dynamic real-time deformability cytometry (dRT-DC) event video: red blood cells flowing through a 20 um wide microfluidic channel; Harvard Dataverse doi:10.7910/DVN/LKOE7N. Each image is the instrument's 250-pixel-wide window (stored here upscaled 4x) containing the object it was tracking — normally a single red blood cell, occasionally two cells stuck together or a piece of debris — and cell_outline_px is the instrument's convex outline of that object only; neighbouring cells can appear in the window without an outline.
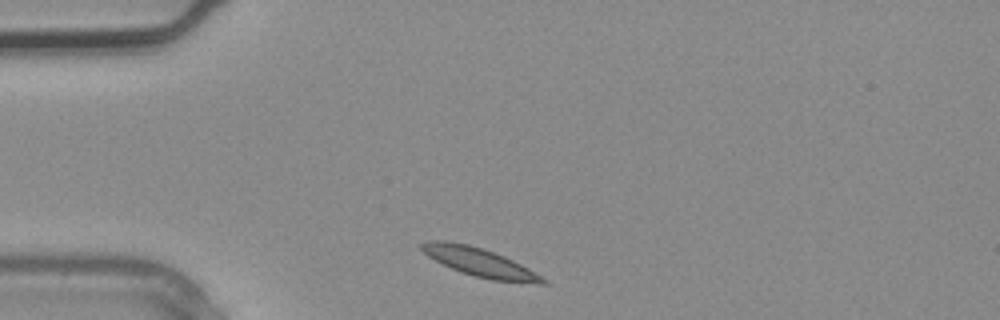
{"species": "common noctule bat (a hibernating species)", "species_latin": "Nyctalus noctula", "temperature_condition": "warm", "stored_images_in_passage": 1, "camera_frame_rate_fps": 3000, "um_per_image_px": 0.085, "animal": {"sex": "male", "body_mass_g": 20.4}, "frame": {"image": 1, "passage_image": 1, "time_ms": 0.0, "image_size_px": [1000, 320], "cell_outline_px": [[548, 284], [540, 284], [492, 280], [460, 272], [428, 256], [420, 248], [420, 244], [428, 240], [444, 240], [468, 244], [504, 256], [528, 268], [548, 280]], "centroid_in_image_um": [40.78, 22.3], "position_along_channel_um": 44.2, "area_um2": 19.88}}